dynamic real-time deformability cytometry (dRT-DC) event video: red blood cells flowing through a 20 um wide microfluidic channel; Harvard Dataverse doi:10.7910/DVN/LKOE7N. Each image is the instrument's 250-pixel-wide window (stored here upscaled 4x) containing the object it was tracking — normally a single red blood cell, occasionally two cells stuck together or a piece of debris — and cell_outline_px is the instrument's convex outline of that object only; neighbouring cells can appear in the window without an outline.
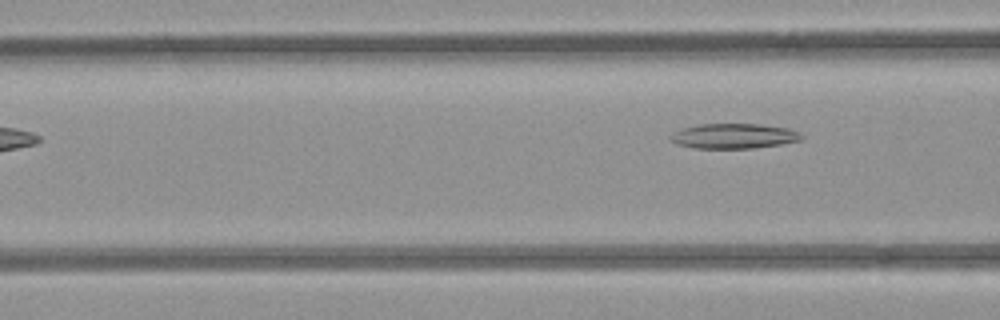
{"species": "common noctule bat (a hibernating species)", "species_latin": "Nyctalus noctula", "temperature_condition": "room temperature", "stored_images_in_passage": 5, "camera_frame_rate_fps": 3000, "um_per_image_px": 0.085, "animal": {"sex": "female", "body_mass_g": 21.9}, "frame": {"image": 1, "passage_image": 5, "time_ms": 4.667, "image_size_px": [1000, 320], "cell_outline_px": [[804, 136], [800, 140], [780, 144], [752, 148], [692, 148], [676, 144], [668, 140], [668, 136], [672, 132], [684, 128], [700, 124], [760, 124], [788, 128]], "centroid_in_image_um": [62.29, 11.56], "position_along_channel_um": 104.3, "area_um2": 19.07}}